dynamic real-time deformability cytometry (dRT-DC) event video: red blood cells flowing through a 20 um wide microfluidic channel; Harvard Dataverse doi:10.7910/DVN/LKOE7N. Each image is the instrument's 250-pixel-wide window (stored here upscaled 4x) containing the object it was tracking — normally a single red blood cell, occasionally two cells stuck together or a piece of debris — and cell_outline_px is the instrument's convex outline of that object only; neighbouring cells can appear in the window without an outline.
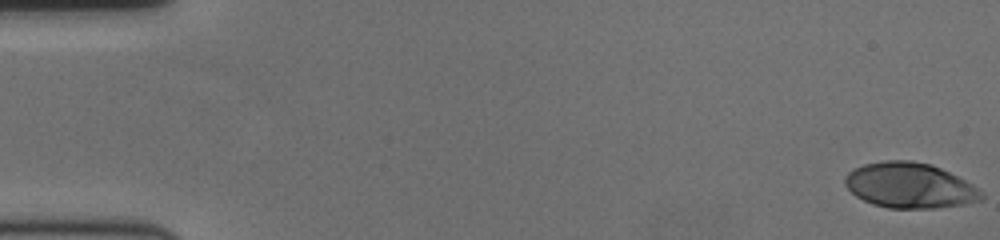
{"species": "human", "species_latin": "Homo sapiens", "temperature_condition": "cold", "stored_images_in_passage": 3, "camera_frame_rate_fps": 3000, "um_per_image_px": 0.085, "donor": {"sex": "female"}, "frame": {"image": 1, "passage_image": 1, "time_ms": 0.0, "image_size_px": [1000, 240], "cell_outline_px": [[984, 200], [964, 204], [936, 208], [888, 208], [872, 204], [856, 196], [844, 184], [844, 176], [848, 172], [864, 164], [884, 160], [912, 160], [932, 164], [972, 184], [984, 192]], "centroid_in_image_um": [77.34, 15.76], "position_along_channel_um": 7.7, "area_um2": 36.18}}